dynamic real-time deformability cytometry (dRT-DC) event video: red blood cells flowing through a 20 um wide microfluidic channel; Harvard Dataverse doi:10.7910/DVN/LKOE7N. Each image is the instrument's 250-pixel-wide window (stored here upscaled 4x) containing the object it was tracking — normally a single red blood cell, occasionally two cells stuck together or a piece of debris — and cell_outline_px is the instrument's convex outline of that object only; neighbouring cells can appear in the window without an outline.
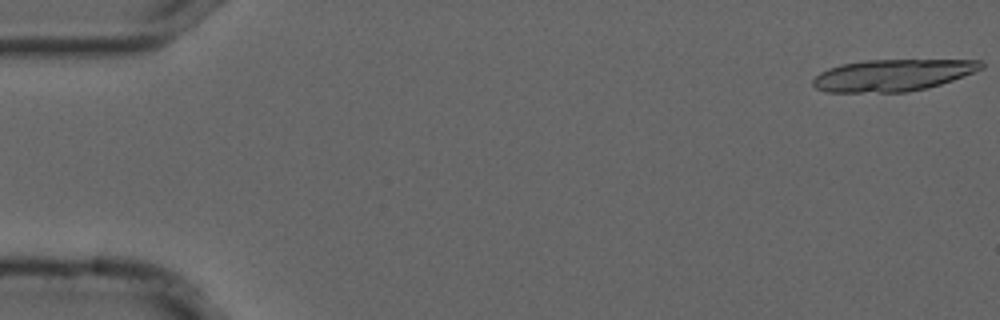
{"species": "common noctule bat (a hibernating species)", "species_latin": "Nyctalus noctula", "temperature_condition": "cold", "stored_images_in_passage": 18, "camera_frame_rate_fps": 3000, "um_per_image_px": 0.085, "animal": {"sex": "male", "forearm_length_mm": 52.5}, "frame": {"image": 1, "passage_image": 1, "time_ms": 0.0, "image_size_px": [1000, 320], "cell_outline_px": [[984, 68], [964, 76], [928, 88], [908, 92], [824, 92], [816, 88], [812, 84], [812, 80], [820, 72], [828, 68], [840, 64], [864, 60], [980, 60], [984, 64]], "centroid_in_image_um": [75.86, 6.39], "position_along_channel_um": 9.1, "area_um2": 31.27}}